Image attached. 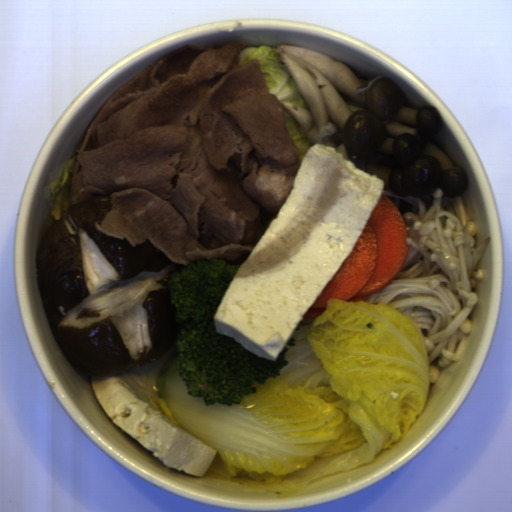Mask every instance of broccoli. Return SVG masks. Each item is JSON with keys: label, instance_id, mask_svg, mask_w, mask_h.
<instances>
[{"label": "broccoli", "instance_id": "broccoli-1", "mask_svg": "<svg viewBox=\"0 0 512 512\" xmlns=\"http://www.w3.org/2000/svg\"><path fill=\"white\" fill-rule=\"evenodd\" d=\"M243 265L221 259L192 260L169 278L168 293L179 324L176 366L191 397L206 405L237 406L257 384L280 377L289 365L285 345L275 360L253 354L233 336L217 333L214 317Z\"/></svg>", "mask_w": 512, "mask_h": 512}]
</instances>
